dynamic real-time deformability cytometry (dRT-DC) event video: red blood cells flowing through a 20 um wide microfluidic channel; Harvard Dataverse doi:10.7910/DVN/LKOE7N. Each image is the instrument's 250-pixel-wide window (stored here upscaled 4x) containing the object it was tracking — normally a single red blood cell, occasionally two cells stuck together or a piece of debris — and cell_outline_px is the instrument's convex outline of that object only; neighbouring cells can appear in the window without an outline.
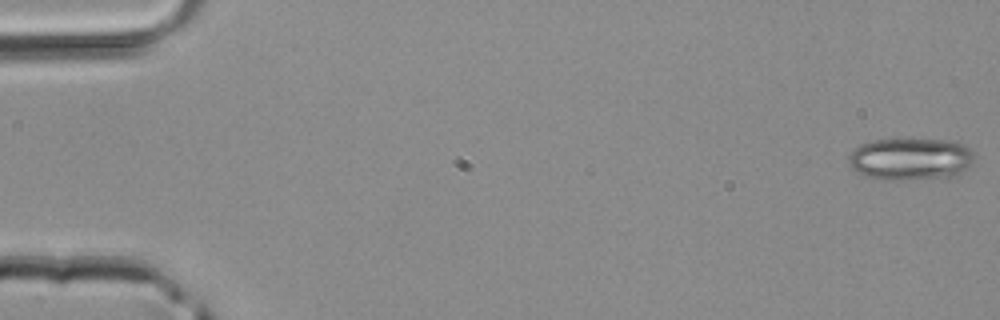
{"species": "common noctule bat (a hibernating species)", "species_latin": "Nyctalus noctula", "temperature_condition": "room temperature", "stored_images_in_passage": 5, "camera_frame_rate_fps": 3000, "um_per_image_px": 0.085, "animal": {"sex": "male", "body_mass_g": 20.4}, "frame": {"image": 1, "passage_image": 1, "time_ms": 0.0, "image_size_px": [1000, 320], "cell_outline_px": [[976, 160], [960, 176], [908, 180], [876, 180], [856, 172], [848, 164], [848, 152], [860, 144], [872, 140], [952, 140], [964, 144], [976, 156]], "centroid_in_image_um": [77.4, 13.54], "position_along_channel_um": 7.6, "area_um2": 31.67}}